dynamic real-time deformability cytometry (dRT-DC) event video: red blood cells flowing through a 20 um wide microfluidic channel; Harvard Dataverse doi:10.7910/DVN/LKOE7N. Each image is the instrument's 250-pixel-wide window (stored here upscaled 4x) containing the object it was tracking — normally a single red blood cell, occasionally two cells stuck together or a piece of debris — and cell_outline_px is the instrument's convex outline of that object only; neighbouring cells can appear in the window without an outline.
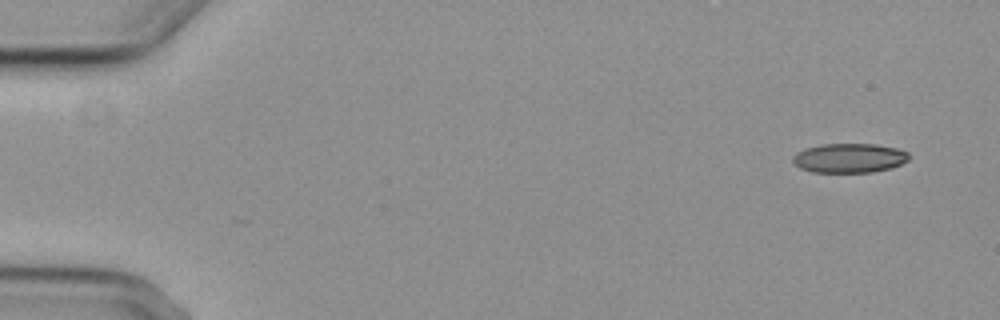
{"species": "common noctule bat (a hibernating species)", "species_latin": "Nyctalus noctula", "temperature_condition": "cold", "stored_images_in_passage": 4, "camera_frame_rate_fps": 3000, "um_per_image_px": 0.085, "animal": {"sex": "female", "body_mass_g": 29.2, "forearm_length_mm": 56.3}, "frame": {"image": 1, "passage_image": 1, "time_ms": 0.0, "image_size_px": [1000, 320], "cell_outline_px": [[912, 156], [908, 160], [892, 168], [872, 172], [812, 172], [800, 168], [792, 160], [792, 156], [796, 152], [804, 148], [820, 144], [876, 144], [896, 148], [908, 152]], "centroid_in_image_um": [72.19, 13.43], "position_along_channel_um": 12.8, "area_um2": 20.06}}
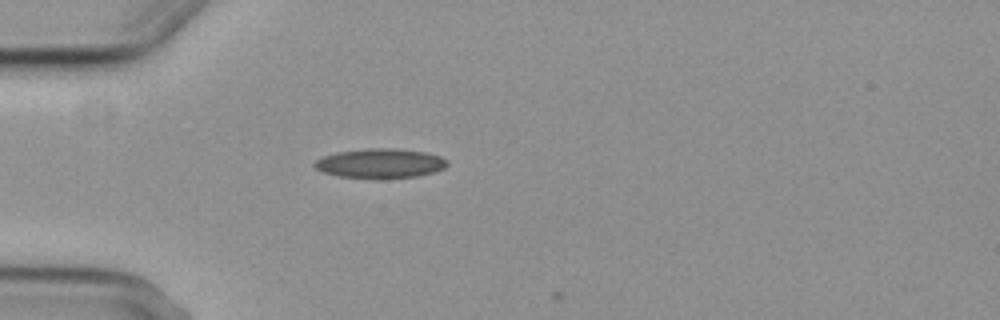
{"frame": {"image": 2, "passage_image": 4, "time_ms": 4.333, "image_size_px": [1000, 320], "cell_outline_px": [[448, 164], [444, 168], [432, 172], [416, 176], [380, 180], [340, 176], [324, 172], [316, 168], [312, 164], [316, 160], [324, 156], [336, 152], [368, 148], [396, 148], [424, 152], [440, 156], [448, 160]], "centroid_in_image_um": [32.32, 13.89], "position_along_channel_um": 52.7, "area_um2": 23.06}}